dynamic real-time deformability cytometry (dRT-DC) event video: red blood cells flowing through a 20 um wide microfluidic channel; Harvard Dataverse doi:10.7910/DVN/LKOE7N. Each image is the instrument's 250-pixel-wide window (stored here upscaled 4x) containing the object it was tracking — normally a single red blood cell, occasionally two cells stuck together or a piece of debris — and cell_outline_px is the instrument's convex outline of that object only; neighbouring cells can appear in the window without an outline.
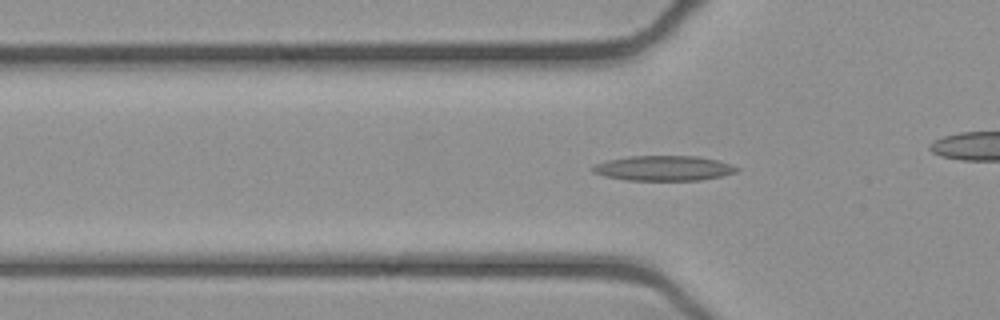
{"species": "common noctule bat (a hibernating species)", "species_latin": "Nyctalus noctula", "temperature_condition": "cold", "stored_images_in_passage": 43, "camera_frame_rate_fps": 3000, "um_per_image_px": 0.085, "animal": {"sex": "female", "body_mass_g": 21.9}, "frame": {"image": 1, "passage_image": 17, "time_ms": 5.333, "image_size_px": [1000, 320], "cell_outline_px": [[740, 168], [736, 172], [720, 176], [700, 180], [624, 180], [604, 176], [592, 172], [592, 168], [596, 164], [608, 160], [628, 156], [696, 156], [720, 160], [732, 164]], "centroid_in_image_um": [56.43, 14.29], "position_along_channel_um": 69.4, "area_um2": 21.04}}
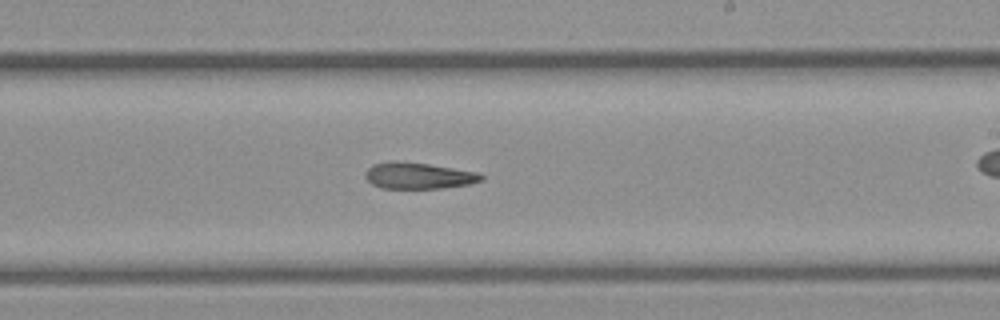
{"frame": {"image": 2, "passage_image": 31, "time_ms": 10.0, "image_size_px": [1000, 320], "cell_outline_px": [[484, 180], [468, 184], [440, 188], [380, 188], [372, 184], [364, 176], [364, 172], [372, 164], [392, 160], [396, 160], [428, 164], [480, 172], [484, 176]], "centroid_in_image_um": [35.55, 14.92], "position_along_channel_um": 253.4, "area_um2": 17.98}}
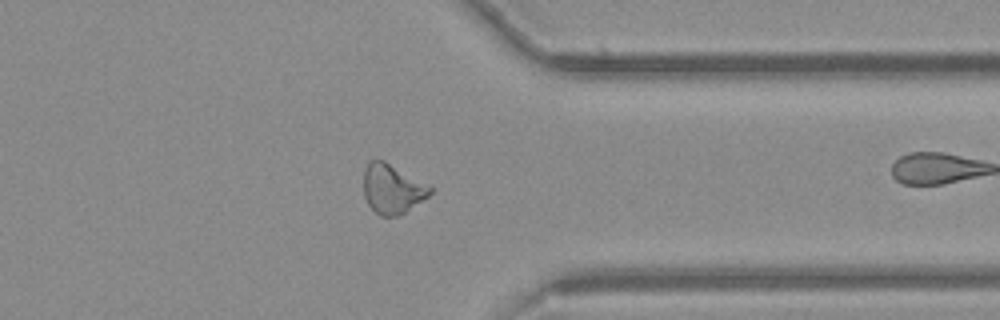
{"frame": {"image": 3, "passage_image": 41, "time_ms": 13.333, "image_size_px": [1000, 320], "cell_outline_px": [[432, 192], [428, 196], [404, 212], [396, 216], [380, 216], [368, 204], [364, 196], [364, 172], [368, 160], [384, 160], [432, 188]], "centroid_in_image_um": [33.3, 16.05], "position_along_channel_um": 378.1, "area_um2": 18.67}}